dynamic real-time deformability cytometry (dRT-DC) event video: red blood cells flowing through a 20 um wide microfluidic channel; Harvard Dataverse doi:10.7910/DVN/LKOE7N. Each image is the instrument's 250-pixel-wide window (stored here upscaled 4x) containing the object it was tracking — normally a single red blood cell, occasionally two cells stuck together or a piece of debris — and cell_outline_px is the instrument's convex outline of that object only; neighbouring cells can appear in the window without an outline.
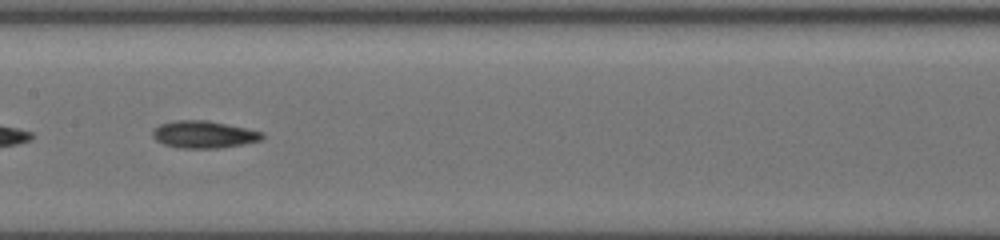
{"species": "common noctule bat (a hibernating species)", "species_latin": "Nyctalus noctula", "temperature_condition": "cold", "stored_images_in_passage": 55, "segment_of_instrument_passage": [2, 2], "camera_frame_rate_fps": 3000, "um_per_image_px": 0.085, "animal": {"sex": "female", "body_mass_g": 19.5, "forearm_length_mm": 54.1}, "frame": {"image": 1, "passage_image": 31, "time_ms": 10.0, "image_size_px": [1000, 240], "cell_outline_px": [[264, 136], [260, 140], [220, 148], [180, 148], [164, 144], [156, 140], [152, 136], [152, 132], [160, 124], [176, 120], [208, 120], [264, 132]], "centroid_in_image_um": [17.31, 11.42], "position_along_channel_um": 190.1, "area_um2": 17.22}}
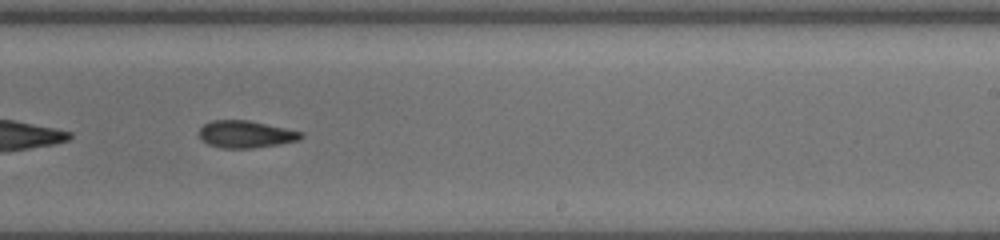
{"frame": {"image": 2, "passage_image": 37, "time_ms": 12.0, "image_size_px": [1000, 240], "cell_outline_px": [[304, 136], [300, 140], [280, 144], [252, 148], [220, 148], [208, 144], [200, 140], [196, 132], [204, 124], [212, 120], [248, 120], [304, 132]], "centroid_in_image_um": [20.86, 11.41], "position_along_channel_um": 268.1, "area_um2": 16.42}}
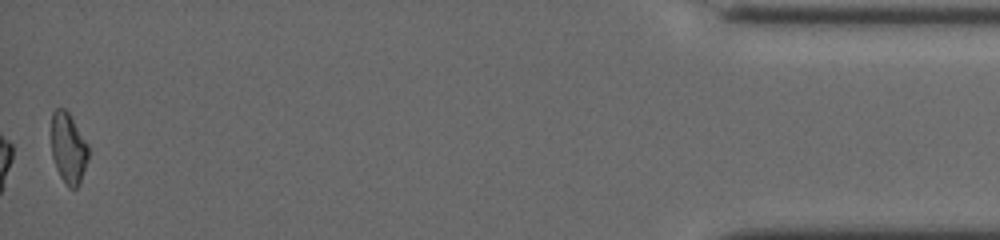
{"frame": {"image": 3, "passage_image": 55, "time_ms": 18.0, "image_size_px": [1000, 240], "cell_outline_px": [[88, 160], [80, 184], [76, 188], [68, 188], [64, 184], [56, 168], [52, 156], [52, 112], [56, 108], [64, 108], [68, 112], [88, 144]], "centroid_in_image_um": [5.82, 12.63], "position_along_channel_um": 429.4, "area_um2": 15.32}}